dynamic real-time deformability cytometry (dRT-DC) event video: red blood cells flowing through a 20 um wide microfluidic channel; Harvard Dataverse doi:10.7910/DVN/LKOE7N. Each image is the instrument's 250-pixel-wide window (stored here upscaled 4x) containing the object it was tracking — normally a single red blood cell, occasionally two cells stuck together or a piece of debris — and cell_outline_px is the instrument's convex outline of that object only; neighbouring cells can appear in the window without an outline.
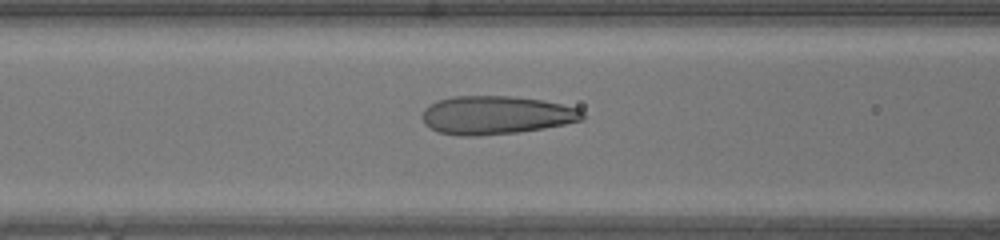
{"species": "human", "species_latin": "Homo sapiens", "temperature_condition": "warm", "stored_images_in_passage": 9, "camera_frame_rate_fps": 3000, "um_per_image_px": 0.085, "donor": {"sex": "male"}, "frame": {"image": 1, "passage_image": 9, "time_ms": 2.667, "image_size_px": [1000, 240], "cell_outline_px": [[584, 120], [544, 128], [520, 132], [476, 136], [460, 136], [436, 132], [424, 124], [424, 108], [436, 100], [452, 96], [512, 96], [544, 100], [580, 108], [584, 112]], "centroid_in_image_um": [42.18, 9.78], "position_along_channel_um": 124.4, "area_um2": 36.18}}